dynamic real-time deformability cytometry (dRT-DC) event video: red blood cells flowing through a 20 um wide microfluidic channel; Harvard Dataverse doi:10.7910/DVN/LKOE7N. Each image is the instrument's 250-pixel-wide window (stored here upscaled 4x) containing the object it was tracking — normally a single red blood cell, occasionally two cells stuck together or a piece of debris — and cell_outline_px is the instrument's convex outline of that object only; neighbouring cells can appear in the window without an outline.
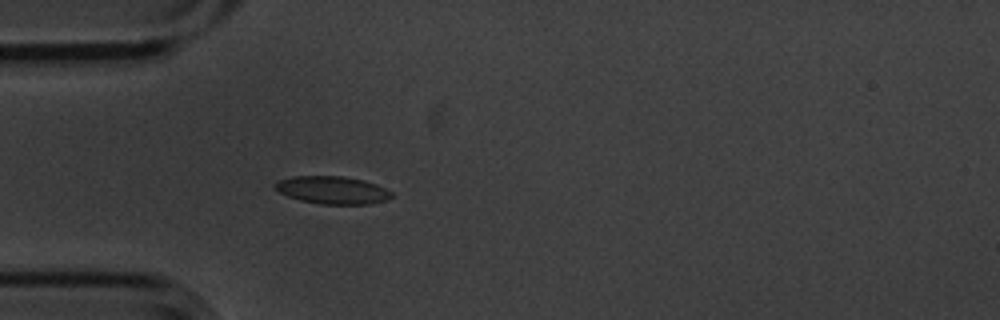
{"species": "common noctule bat (a hibernating species)", "species_latin": "Nyctalus noctula", "temperature_condition": "cold", "stored_images_in_passage": 4, "camera_frame_rate_fps": 3000, "um_per_image_px": 0.085, "animal": {"sex": "male", "body_mass_g": 20.1, "forearm_length_mm": 53.5}, "frame": {"image": 1, "passage_image": 4, "time_ms": 1.0, "image_size_px": [1000, 320], "cell_outline_px": [[392, 196], [384, 200], [368, 204], [320, 204], [300, 200], [288, 196], [280, 192], [276, 188], [276, 184], [280, 180], [292, 176], [340, 176], [364, 180], [376, 184], [392, 192]], "centroid_in_image_um": [28.26, 16.15], "position_along_channel_um": 56.7, "area_um2": 18.5}}